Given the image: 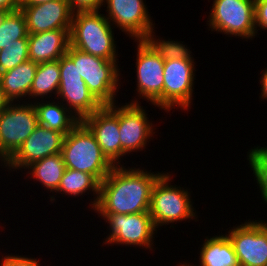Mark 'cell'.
Returning <instances> with one entry per match:
<instances>
[{"instance_id": "6da1fadb", "label": "cell", "mask_w": 267, "mask_h": 266, "mask_svg": "<svg viewBox=\"0 0 267 266\" xmlns=\"http://www.w3.org/2000/svg\"><path fill=\"white\" fill-rule=\"evenodd\" d=\"M125 167L114 166L100 183L95 213L128 215L149 211L152 188L164 172Z\"/></svg>"}, {"instance_id": "7a4b0ae2", "label": "cell", "mask_w": 267, "mask_h": 266, "mask_svg": "<svg viewBox=\"0 0 267 266\" xmlns=\"http://www.w3.org/2000/svg\"><path fill=\"white\" fill-rule=\"evenodd\" d=\"M100 12L80 11L73 14L70 46L106 60L118 61L120 56L114 27Z\"/></svg>"}, {"instance_id": "3957f363", "label": "cell", "mask_w": 267, "mask_h": 266, "mask_svg": "<svg viewBox=\"0 0 267 266\" xmlns=\"http://www.w3.org/2000/svg\"><path fill=\"white\" fill-rule=\"evenodd\" d=\"M61 154L66 168L89 173L100 183L114 168L81 121L65 135Z\"/></svg>"}, {"instance_id": "277c9868", "label": "cell", "mask_w": 267, "mask_h": 266, "mask_svg": "<svg viewBox=\"0 0 267 266\" xmlns=\"http://www.w3.org/2000/svg\"><path fill=\"white\" fill-rule=\"evenodd\" d=\"M169 172H164L155 182L150 199L149 214L156 230L187 219L197 220L196 209L193 207L191 189L171 185L173 179ZM177 186V187H176Z\"/></svg>"}, {"instance_id": "5b68a950", "label": "cell", "mask_w": 267, "mask_h": 266, "mask_svg": "<svg viewBox=\"0 0 267 266\" xmlns=\"http://www.w3.org/2000/svg\"><path fill=\"white\" fill-rule=\"evenodd\" d=\"M66 54L77 64L79 75L103 106L116 103L118 89L121 87L119 61L106 60L71 46Z\"/></svg>"}, {"instance_id": "8992f818", "label": "cell", "mask_w": 267, "mask_h": 266, "mask_svg": "<svg viewBox=\"0 0 267 266\" xmlns=\"http://www.w3.org/2000/svg\"><path fill=\"white\" fill-rule=\"evenodd\" d=\"M207 23L211 31L245 41L257 37L255 0H213ZM230 35V36H229Z\"/></svg>"}, {"instance_id": "52a82bcc", "label": "cell", "mask_w": 267, "mask_h": 266, "mask_svg": "<svg viewBox=\"0 0 267 266\" xmlns=\"http://www.w3.org/2000/svg\"><path fill=\"white\" fill-rule=\"evenodd\" d=\"M97 215L103 218L102 220L109 225L107 228L110 230L102 245L135 246V249L136 247H142L153 251L154 236L158 230L154 227L149 212L128 215L117 213Z\"/></svg>"}, {"instance_id": "ba28073f", "label": "cell", "mask_w": 267, "mask_h": 266, "mask_svg": "<svg viewBox=\"0 0 267 266\" xmlns=\"http://www.w3.org/2000/svg\"><path fill=\"white\" fill-rule=\"evenodd\" d=\"M37 125L32 102L9 103L0 112V166L18 150Z\"/></svg>"}, {"instance_id": "9c48e42d", "label": "cell", "mask_w": 267, "mask_h": 266, "mask_svg": "<svg viewBox=\"0 0 267 266\" xmlns=\"http://www.w3.org/2000/svg\"><path fill=\"white\" fill-rule=\"evenodd\" d=\"M136 48V94L138 98L131 103H139L140 99L148 100L149 105L163 110L164 60L151 48L145 40H134ZM138 92V93H137ZM139 99V100H137Z\"/></svg>"}, {"instance_id": "30bf717a", "label": "cell", "mask_w": 267, "mask_h": 266, "mask_svg": "<svg viewBox=\"0 0 267 266\" xmlns=\"http://www.w3.org/2000/svg\"><path fill=\"white\" fill-rule=\"evenodd\" d=\"M59 66L61 74L59 90L57 96L53 98L60 100L80 121L100 110L103 105L89 91L77 71V64L64 54L59 59Z\"/></svg>"}, {"instance_id": "8fae6325", "label": "cell", "mask_w": 267, "mask_h": 266, "mask_svg": "<svg viewBox=\"0 0 267 266\" xmlns=\"http://www.w3.org/2000/svg\"><path fill=\"white\" fill-rule=\"evenodd\" d=\"M173 59L164 62L163 110L171 112L191 109L194 100L195 63L194 57Z\"/></svg>"}, {"instance_id": "7c38bea8", "label": "cell", "mask_w": 267, "mask_h": 266, "mask_svg": "<svg viewBox=\"0 0 267 266\" xmlns=\"http://www.w3.org/2000/svg\"><path fill=\"white\" fill-rule=\"evenodd\" d=\"M225 234L232 242L240 266H266L267 221L249 219Z\"/></svg>"}, {"instance_id": "4fadbf2b", "label": "cell", "mask_w": 267, "mask_h": 266, "mask_svg": "<svg viewBox=\"0 0 267 266\" xmlns=\"http://www.w3.org/2000/svg\"><path fill=\"white\" fill-rule=\"evenodd\" d=\"M125 104H118L122 162L124 156L144 150L151 141L149 139L154 137V131L157 129L154 128L156 126L152 123L153 121H150L147 117L148 114L145 111L146 109L143 108L144 106H141V102H125Z\"/></svg>"}, {"instance_id": "5bb4252c", "label": "cell", "mask_w": 267, "mask_h": 266, "mask_svg": "<svg viewBox=\"0 0 267 266\" xmlns=\"http://www.w3.org/2000/svg\"><path fill=\"white\" fill-rule=\"evenodd\" d=\"M106 18L132 40H144L155 28L144 0H104ZM107 5V6H106Z\"/></svg>"}, {"instance_id": "9a60e30c", "label": "cell", "mask_w": 267, "mask_h": 266, "mask_svg": "<svg viewBox=\"0 0 267 266\" xmlns=\"http://www.w3.org/2000/svg\"><path fill=\"white\" fill-rule=\"evenodd\" d=\"M65 135L38 124L18 150L3 164L9 171L26 169L47 156L61 153Z\"/></svg>"}, {"instance_id": "2e32d148", "label": "cell", "mask_w": 267, "mask_h": 266, "mask_svg": "<svg viewBox=\"0 0 267 266\" xmlns=\"http://www.w3.org/2000/svg\"><path fill=\"white\" fill-rule=\"evenodd\" d=\"M81 122L94 135L107 159L114 166L124 165V162L120 163L122 160L117 102L103 106Z\"/></svg>"}, {"instance_id": "e0dca14e", "label": "cell", "mask_w": 267, "mask_h": 266, "mask_svg": "<svg viewBox=\"0 0 267 266\" xmlns=\"http://www.w3.org/2000/svg\"><path fill=\"white\" fill-rule=\"evenodd\" d=\"M20 9L25 16L28 33L71 29L74 12L67 0L20 6Z\"/></svg>"}, {"instance_id": "ac0fdd59", "label": "cell", "mask_w": 267, "mask_h": 266, "mask_svg": "<svg viewBox=\"0 0 267 266\" xmlns=\"http://www.w3.org/2000/svg\"><path fill=\"white\" fill-rule=\"evenodd\" d=\"M71 29H54L39 33H28L29 60L40 64L60 59L70 46Z\"/></svg>"}, {"instance_id": "d6986e66", "label": "cell", "mask_w": 267, "mask_h": 266, "mask_svg": "<svg viewBox=\"0 0 267 266\" xmlns=\"http://www.w3.org/2000/svg\"><path fill=\"white\" fill-rule=\"evenodd\" d=\"M37 67V63L27 60L11 70L0 73L1 88L10 103L27 102L26 99L31 102L30 89Z\"/></svg>"}, {"instance_id": "ffe728a7", "label": "cell", "mask_w": 267, "mask_h": 266, "mask_svg": "<svg viewBox=\"0 0 267 266\" xmlns=\"http://www.w3.org/2000/svg\"><path fill=\"white\" fill-rule=\"evenodd\" d=\"M209 237L207 236L200 245L202 247L198 254V266H240L232 242L226 234ZM187 263L179 262V266H197Z\"/></svg>"}, {"instance_id": "44dd1931", "label": "cell", "mask_w": 267, "mask_h": 266, "mask_svg": "<svg viewBox=\"0 0 267 266\" xmlns=\"http://www.w3.org/2000/svg\"><path fill=\"white\" fill-rule=\"evenodd\" d=\"M39 101L32 102L36 109L38 124L67 135L80 122L60 101L56 102L55 99Z\"/></svg>"}, {"instance_id": "7402d4cb", "label": "cell", "mask_w": 267, "mask_h": 266, "mask_svg": "<svg viewBox=\"0 0 267 266\" xmlns=\"http://www.w3.org/2000/svg\"><path fill=\"white\" fill-rule=\"evenodd\" d=\"M66 166L61 153L47 156L37 162L29 165L24 171L26 172V177L32 178L34 181L40 182L39 184L44 187L45 190H50L53 196H50V202H55V192L58 189L60 180L63 177Z\"/></svg>"}, {"instance_id": "603a6c76", "label": "cell", "mask_w": 267, "mask_h": 266, "mask_svg": "<svg viewBox=\"0 0 267 266\" xmlns=\"http://www.w3.org/2000/svg\"><path fill=\"white\" fill-rule=\"evenodd\" d=\"M88 191L93 193L89 206L94 209L99 199L100 182L89 173L66 168L55 193L75 198L87 195Z\"/></svg>"}, {"instance_id": "cb8c5ba5", "label": "cell", "mask_w": 267, "mask_h": 266, "mask_svg": "<svg viewBox=\"0 0 267 266\" xmlns=\"http://www.w3.org/2000/svg\"><path fill=\"white\" fill-rule=\"evenodd\" d=\"M59 59L38 64L33 84L30 89L31 102L44 100L58 94L60 84ZM35 99V100H34Z\"/></svg>"}, {"instance_id": "d4e9b609", "label": "cell", "mask_w": 267, "mask_h": 266, "mask_svg": "<svg viewBox=\"0 0 267 266\" xmlns=\"http://www.w3.org/2000/svg\"><path fill=\"white\" fill-rule=\"evenodd\" d=\"M17 39H28L23 12L21 9L0 12V50Z\"/></svg>"}, {"instance_id": "484cf974", "label": "cell", "mask_w": 267, "mask_h": 266, "mask_svg": "<svg viewBox=\"0 0 267 266\" xmlns=\"http://www.w3.org/2000/svg\"><path fill=\"white\" fill-rule=\"evenodd\" d=\"M155 28H153L146 38L144 39L152 49L164 60L169 61L173 59H182L189 58L192 54L190 48L187 45L183 44L182 41L172 40H164L163 38H159L155 34ZM158 37V39H157ZM189 48V49H188Z\"/></svg>"}, {"instance_id": "4316f807", "label": "cell", "mask_w": 267, "mask_h": 266, "mask_svg": "<svg viewBox=\"0 0 267 266\" xmlns=\"http://www.w3.org/2000/svg\"><path fill=\"white\" fill-rule=\"evenodd\" d=\"M247 161L253 171L255 183L261 192V198L267 205V146H254L247 152Z\"/></svg>"}, {"instance_id": "83f0119b", "label": "cell", "mask_w": 267, "mask_h": 266, "mask_svg": "<svg viewBox=\"0 0 267 266\" xmlns=\"http://www.w3.org/2000/svg\"><path fill=\"white\" fill-rule=\"evenodd\" d=\"M29 60L28 39H17L0 50V73Z\"/></svg>"}, {"instance_id": "f1b7e54d", "label": "cell", "mask_w": 267, "mask_h": 266, "mask_svg": "<svg viewBox=\"0 0 267 266\" xmlns=\"http://www.w3.org/2000/svg\"><path fill=\"white\" fill-rule=\"evenodd\" d=\"M2 256V257H1ZM0 257V266H40L39 258L8 254Z\"/></svg>"}, {"instance_id": "f546056e", "label": "cell", "mask_w": 267, "mask_h": 266, "mask_svg": "<svg viewBox=\"0 0 267 266\" xmlns=\"http://www.w3.org/2000/svg\"><path fill=\"white\" fill-rule=\"evenodd\" d=\"M72 11H98L102 10L104 0H67Z\"/></svg>"}, {"instance_id": "4dcf8cb0", "label": "cell", "mask_w": 267, "mask_h": 266, "mask_svg": "<svg viewBox=\"0 0 267 266\" xmlns=\"http://www.w3.org/2000/svg\"><path fill=\"white\" fill-rule=\"evenodd\" d=\"M255 25L256 31L267 30V0H255Z\"/></svg>"}, {"instance_id": "1f68e13d", "label": "cell", "mask_w": 267, "mask_h": 266, "mask_svg": "<svg viewBox=\"0 0 267 266\" xmlns=\"http://www.w3.org/2000/svg\"><path fill=\"white\" fill-rule=\"evenodd\" d=\"M20 9V0H0V12Z\"/></svg>"}, {"instance_id": "d6a6232c", "label": "cell", "mask_w": 267, "mask_h": 266, "mask_svg": "<svg viewBox=\"0 0 267 266\" xmlns=\"http://www.w3.org/2000/svg\"><path fill=\"white\" fill-rule=\"evenodd\" d=\"M262 77L259 78V82L261 85V89H260V93L261 94L259 96V98H262V100H267V67L265 68V70L263 69V72H262Z\"/></svg>"}, {"instance_id": "836d02e7", "label": "cell", "mask_w": 267, "mask_h": 266, "mask_svg": "<svg viewBox=\"0 0 267 266\" xmlns=\"http://www.w3.org/2000/svg\"><path fill=\"white\" fill-rule=\"evenodd\" d=\"M10 103V101L6 98L3 89L1 88L0 83V112Z\"/></svg>"}, {"instance_id": "e575fe53", "label": "cell", "mask_w": 267, "mask_h": 266, "mask_svg": "<svg viewBox=\"0 0 267 266\" xmlns=\"http://www.w3.org/2000/svg\"><path fill=\"white\" fill-rule=\"evenodd\" d=\"M49 1H54V0H20V6L41 4V3H46Z\"/></svg>"}]
</instances>
